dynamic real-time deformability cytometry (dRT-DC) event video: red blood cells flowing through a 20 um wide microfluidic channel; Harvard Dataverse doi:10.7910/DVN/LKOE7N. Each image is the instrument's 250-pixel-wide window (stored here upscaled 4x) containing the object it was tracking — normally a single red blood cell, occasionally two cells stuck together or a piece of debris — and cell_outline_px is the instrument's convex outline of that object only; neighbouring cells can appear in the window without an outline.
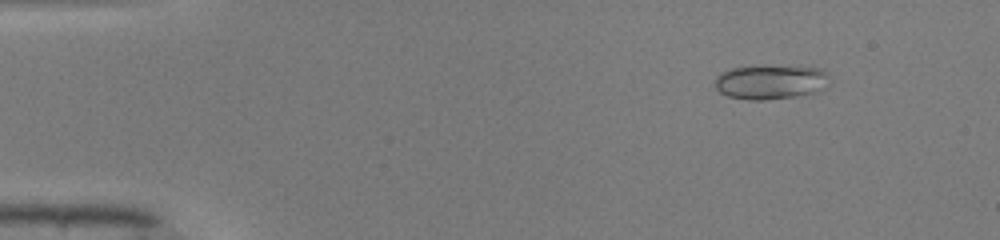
{"species": "common noctule bat (a hibernating species)", "species_latin": "Nyctalus noctula", "temperature_condition": "warm", "stored_images_in_passage": 49, "camera_frame_rate_fps": 3000, "um_per_image_px": 0.085, "animal": {"sex": "male", "body_mass_g": 19.0, "forearm_length_mm": 50.8}, "frame": {"image": 1, "passage_image": 6, "time_ms": 1.667, "image_size_px": [1000, 240], "cell_outline_px": [[832, 84], [828, 88], [796, 96], [764, 100], [748, 100], [728, 96], [720, 92], [716, 88], [716, 76], [720, 72], [732, 68], [764, 64], [816, 68], [828, 72], [832, 76]], "centroid_in_image_um": [65.57, 6.94], "position_along_channel_um": 19.4, "area_um2": 23.7}}
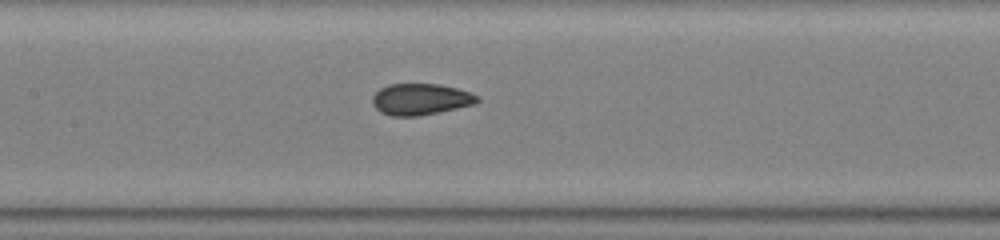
{"frame": {"image": 2, "passage_image": 24, "time_ms": 7.667, "image_size_px": [1000, 240], "cell_outline_px": [[480, 100], [472, 104], [456, 108], [420, 116], [392, 116], [380, 112], [372, 104], [372, 96], [380, 88], [388, 84], [440, 84], [456, 88], [480, 96]], "centroid_in_image_um": [35.71, 8.43], "position_along_channel_um": 171.7, "area_um2": 19.13}}
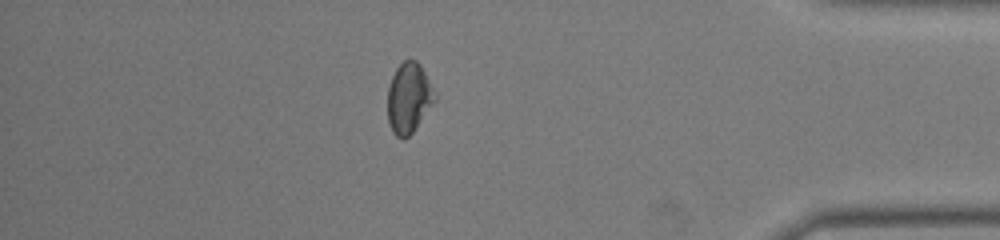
{"frame": {"image": 3, "passage_image": 43, "time_ms": 14.0, "image_size_px": [1000, 240], "cell_outline_px": [[436, 100], [412, 132], [404, 140], [396, 136], [392, 132], [388, 120], [388, 88], [392, 76], [396, 68], [404, 60], [416, 60], [420, 64], [436, 96]], "centroid_in_image_um": [34.73, 8.34], "position_along_channel_um": 400.5, "area_um2": 19.07}, "authors_computed_cell_mechanics": {"area_um2": 19.3052, "velocity_mm_per_s": 4.1445, "shape_relaxation_time_tau1_ms": null, "shape_relaxation_time_tau2_ms": 0.8896, "deformation_change_tau1": null, "deformation_change_tau2": 0.0525}}